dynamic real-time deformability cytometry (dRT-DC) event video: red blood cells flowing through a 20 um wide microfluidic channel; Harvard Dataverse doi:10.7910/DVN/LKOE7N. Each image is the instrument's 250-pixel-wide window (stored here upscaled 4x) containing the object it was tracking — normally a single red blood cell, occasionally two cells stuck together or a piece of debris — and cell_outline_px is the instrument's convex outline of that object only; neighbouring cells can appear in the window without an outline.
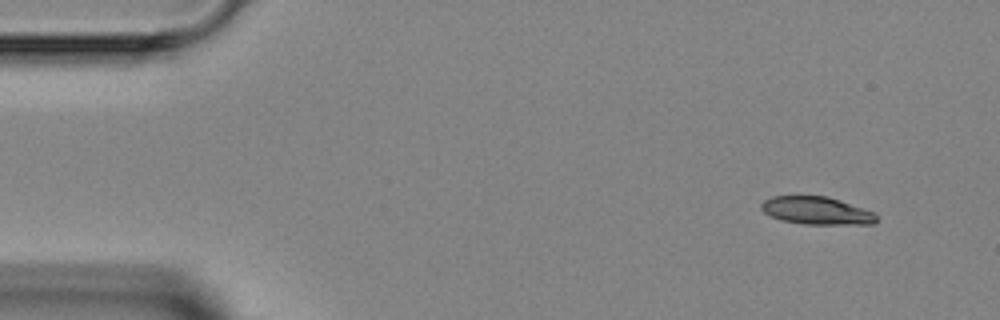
{"species": "Egyptian fruit bat (a non-hibernating species)", "species_latin": "Rousettus aegyptiacus", "temperature_condition": "room temperature", "stored_images_in_passage": 5, "segment_of_instrument_passage": [2, 2], "camera_frame_rate_fps": 3000, "um_per_image_px": 0.085, "animal": {"sex": "female"}, "frame": {"image": 1, "passage_image": 5, "time_ms": 6.0, "image_size_px": [1000, 320], "cell_outline_px": [[876, 224], [804, 224], [780, 220], [764, 212], [760, 208], [760, 204], [764, 200], [772, 196], [828, 196], [876, 212]], "centroid_in_image_um": [69.42, 17.9], "position_along_channel_um": 15.6, "area_um2": 18.73}}